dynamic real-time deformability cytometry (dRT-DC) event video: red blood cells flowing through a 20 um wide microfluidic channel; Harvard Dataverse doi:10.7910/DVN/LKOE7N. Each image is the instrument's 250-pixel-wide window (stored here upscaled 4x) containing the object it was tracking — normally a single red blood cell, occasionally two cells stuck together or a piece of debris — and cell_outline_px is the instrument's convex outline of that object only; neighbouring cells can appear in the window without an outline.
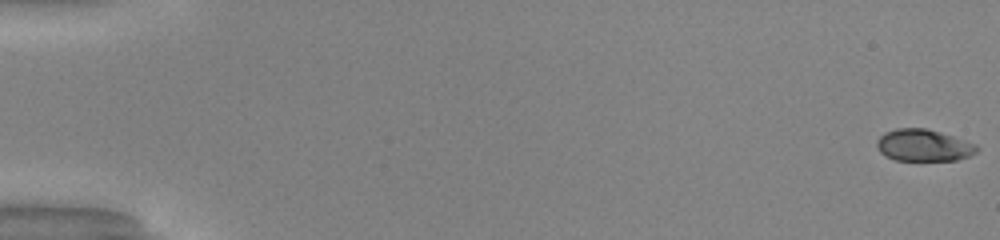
{"species": "common noctule bat (a hibernating species)", "species_latin": "Nyctalus noctula", "temperature_condition": "warm", "stored_images_in_passage": 51, "camera_frame_rate_fps": 3000, "um_per_image_px": 0.085, "animal": {"sex": "male", "body_mass_g": 20.0, "forearm_length_mm": 53.3}, "frame": {"image": 1, "passage_image": 1, "time_ms": 0.0, "image_size_px": [1000, 240], "cell_outline_px": [[980, 148], [976, 152], [968, 156], [956, 160], [896, 160], [884, 156], [876, 148], [876, 140], [884, 132], [896, 128], [924, 128], [940, 132], [976, 144]], "centroid_in_image_um": [78.46, 12.35], "position_along_channel_um": 6.5, "area_um2": 18.61}}
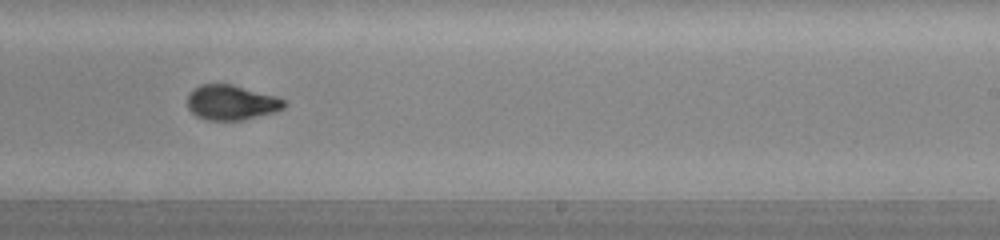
{"frame": {"image": 2, "passage_image": 33, "time_ms": 10.667, "image_size_px": [1000, 240], "cell_outline_px": [[288, 104], [284, 108], [276, 112], [244, 120], [208, 120], [196, 116], [188, 108], [188, 92], [192, 88], [200, 84], [232, 84], [276, 96], [284, 100]], "centroid_in_image_um": [19.67, 8.71], "position_along_channel_um": 269.3, "area_um2": 19.94}}
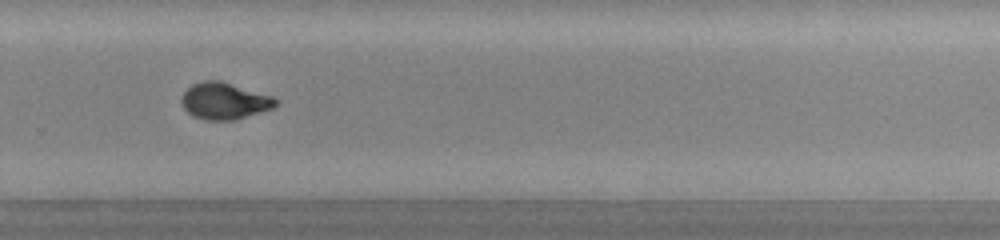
{"frame": {"image": 3, "passage_image": 36, "time_ms": 11.667, "image_size_px": [1000, 240], "cell_outline_px": [[280, 100], [272, 108], [236, 120], [204, 120], [192, 116], [184, 108], [180, 100], [184, 92], [192, 84], [200, 80], [220, 80], [272, 96]], "centroid_in_image_um": [19.05, 8.58], "position_along_channel_um": 310.7, "area_um2": 20.23}, "authors_computed_cell_mechanics": {"area_um2": 19.7098, "velocity_mm_per_s": 4.1409, "shape_relaxation_time_tau1_ms": 9.0301, "shape_relaxation_time_tau2_ms": null, "deformation_change_tau1": 0.3295, "deformation_change_tau2": null}}